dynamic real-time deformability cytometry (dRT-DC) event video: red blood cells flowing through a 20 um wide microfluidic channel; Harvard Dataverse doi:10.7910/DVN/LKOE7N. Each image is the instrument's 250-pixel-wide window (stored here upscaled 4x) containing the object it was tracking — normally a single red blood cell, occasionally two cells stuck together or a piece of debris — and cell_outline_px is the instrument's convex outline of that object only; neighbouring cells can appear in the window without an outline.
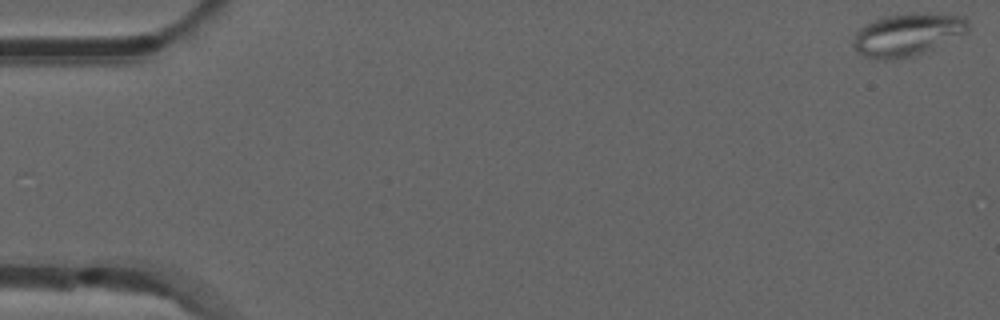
{"species": "common noctule bat (a hibernating species)", "species_latin": "Nyctalus noctula", "temperature_condition": "room temperature", "stored_images_in_passage": 14, "camera_frame_rate_fps": 3000, "um_per_image_px": 0.085, "animal": {"sex": "male", "forearm_length_mm": 52.5}, "frame": {"image": 1, "passage_image": 1, "time_ms": 0.0, "image_size_px": [1000, 320], "cell_outline_px": [[968, 32], [932, 48], [908, 56], [884, 60], [876, 60], [864, 56], [856, 52], [852, 44], [852, 40], [856, 32], [860, 28], [876, 20], [888, 16], [964, 16], [968, 20]], "centroid_in_image_um": [77.05, 3.0], "position_along_channel_um": 7.9, "area_um2": 26.93}}